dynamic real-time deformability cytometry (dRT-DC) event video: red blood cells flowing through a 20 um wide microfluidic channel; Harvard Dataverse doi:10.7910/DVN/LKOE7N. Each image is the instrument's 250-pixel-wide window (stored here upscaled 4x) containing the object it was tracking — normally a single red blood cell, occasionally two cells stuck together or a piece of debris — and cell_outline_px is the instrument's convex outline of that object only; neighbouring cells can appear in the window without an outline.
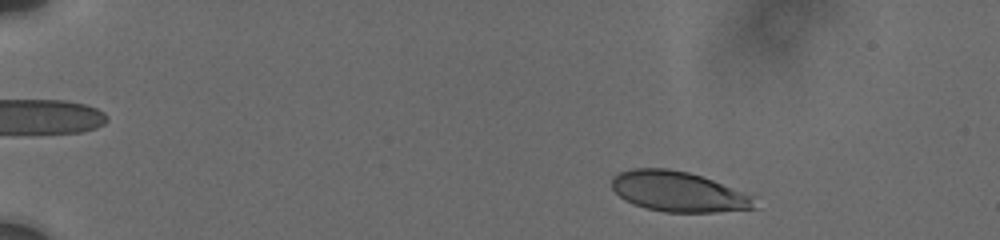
{"species": "human", "species_latin": "Homo sapiens", "temperature_condition": "cold", "stored_images_in_passage": 29, "camera_frame_rate_fps": 3000, "um_per_image_px": 0.085, "donor": {"sex": "male"}, "frame": {"image": 1, "passage_image": 5, "time_ms": 1.0, "image_size_px": [1000, 240], "cell_outline_px": [[760, 208], [716, 212], [664, 212], [644, 208], [632, 204], [624, 200], [612, 188], [612, 176], [620, 172], [632, 168], [668, 168], [688, 172], [712, 180], [752, 196]], "centroid_in_image_um": [57.63, 16.3], "position_along_channel_um": 27.4, "area_um2": 33.52}}
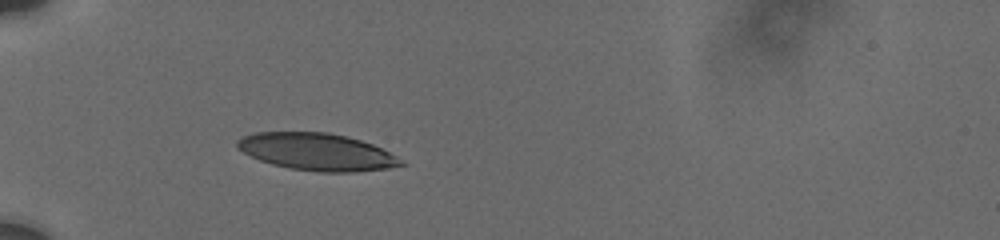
{"frame": {"image": 2, "passage_image": 28, "time_ms": 4.333, "image_size_px": [1000, 240], "cell_outline_px": [[408, 164], [388, 168], [352, 172], [320, 172], [292, 168], [272, 164], [260, 160], [236, 148], [236, 140], [244, 136], [256, 132], [328, 132], [360, 140], [372, 144], [396, 156]], "centroid_in_image_um": [26.93, 12.9], "position_along_channel_um": 58.1, "area_um2": 35.2}}